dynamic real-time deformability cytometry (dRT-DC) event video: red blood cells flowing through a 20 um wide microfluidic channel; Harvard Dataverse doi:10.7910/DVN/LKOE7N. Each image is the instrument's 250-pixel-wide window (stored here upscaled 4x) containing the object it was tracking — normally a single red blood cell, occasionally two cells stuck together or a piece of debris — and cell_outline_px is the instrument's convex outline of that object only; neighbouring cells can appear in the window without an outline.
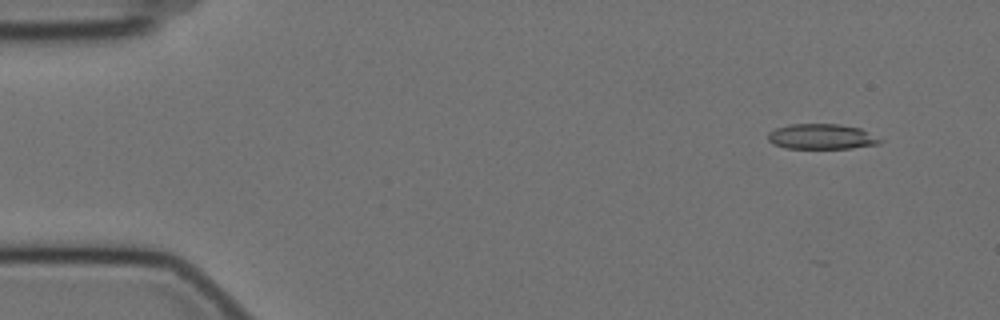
{"species": "Egyptian fruit bat (a non-hibernating species)", "species_latin": "Rousettus aegyptiacus", "temperature_condition": "cold", "stored_images_in_passage": 33, "camera_frame_rate_fps": 3000, "um_per_image_px": 0.085, "animal": {"sex": "female"}, "frame": {"image": 1, "passage_image": 4, "time_ms": 1.0, "image_size_px": [1000, 320], "cell_outline_px": [[884, 140], [880, 144], [852, 148], [784, 148], [772, 144], [768, 140], [768, 132], [776, 128], [788, 124], [840, 124], [860, 128]], "centroid_in_image_um": [69.83, 11.61], "position_along_channel_um": 15.2, "area_um2": 16.65}}
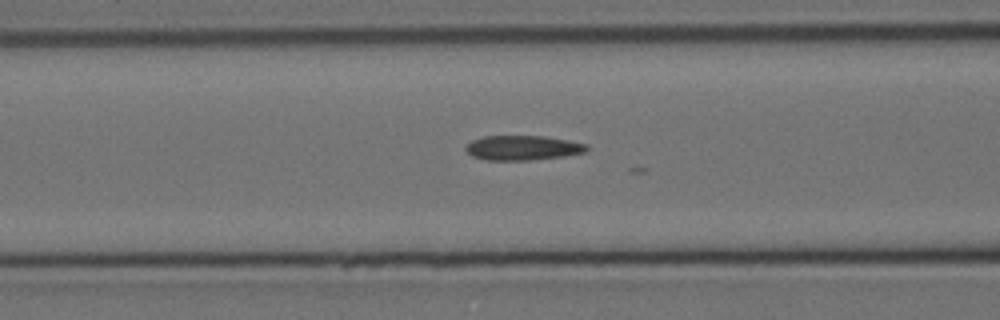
{"frame": {"image": 2, "passage_image": 22, "time_ms": 7.0, "image_size_px": [1000, 320], "cell_outline_px": [[588, 148], [584, 152], [564, 156], [528, 160], [484, 160], [472, 156], [464, 148], [472, 140], [484, 136], [544, 136], [568, 140], [588, 144]], "centroid_in_image_um": [44.42, 12.56], "position_along_channel_um": 122.2, "area_um2": 17.34}}
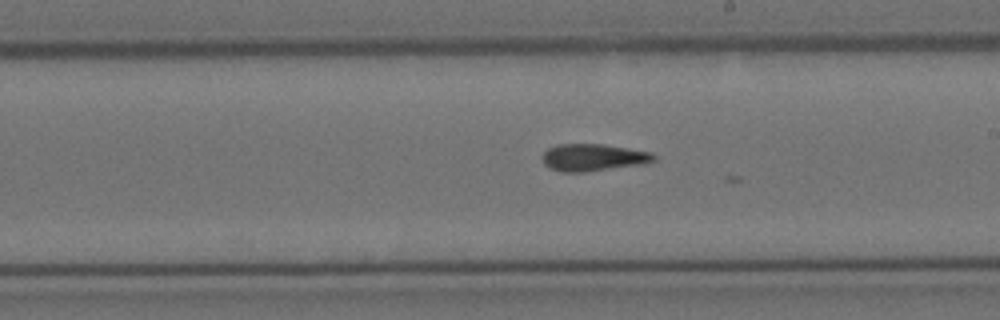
{"frame": {"image": 3, "passage_image": 32, "time_ms": 10.333, "image_size_px": [1000, 320], "cell_outline_px": [[656, 160], [640, 164], [584, 172], [560, 172], [548, 168], [544, 164], [540, 156], [548, 148], [556, 144], [604, 144], [652, 152], [656, 156]], "centroid_in_image_um": [50.36, 13.38], "position_along_channel_um": 238.6, "area_um2": 17.74}}